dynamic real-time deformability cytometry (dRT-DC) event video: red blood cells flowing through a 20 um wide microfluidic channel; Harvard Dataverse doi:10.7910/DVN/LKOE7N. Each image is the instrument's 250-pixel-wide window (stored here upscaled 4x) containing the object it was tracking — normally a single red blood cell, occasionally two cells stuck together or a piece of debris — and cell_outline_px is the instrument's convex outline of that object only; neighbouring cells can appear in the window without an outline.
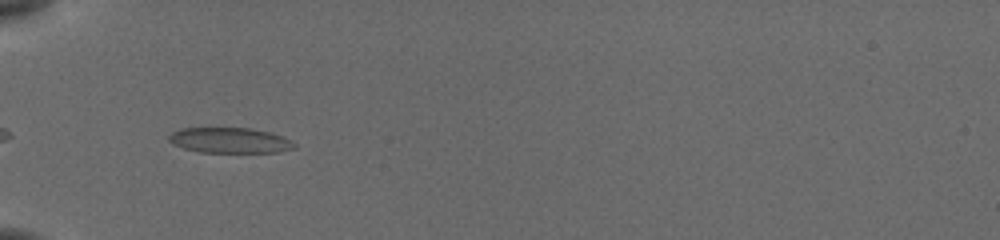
{"species": "common noctule bat (a hibernating species)", "species_latin": "Nyctalus noctula", "temperature_condition": "cold", "stored_images_in_passage": 38, "camera_frame_rate_fps": 3000, "um_per_image_px": 0.085, "animal": {"sex": "female", "body_mass_g": 19.5, "forearm_length_mm": 54.1}, "frame": {"image": 1, "passage_image": 3, "time_ms": 0.667, "image_size_px": [1000, 240], "cell_outline_px": [[296, 148], [280, 152], [200, 152], [184, 148], [172, 144], [168, 140], [168, 136], [172, 132], [180, 128], [248, 128], [268, 132], [280, 136], [296, 144]], "centroid_in_image_um": [19.49, 11.93], "position_along_channel_um": 65.5, "area_um2": 18.44}}
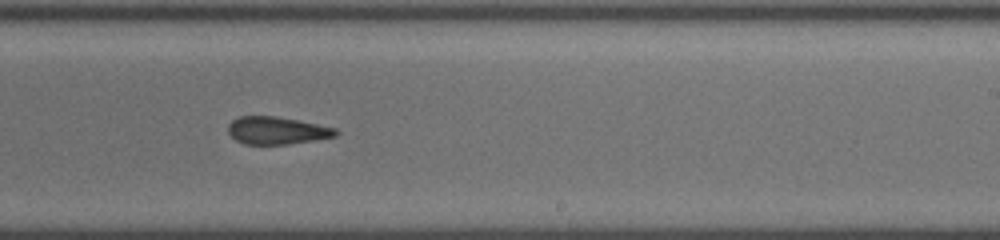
{"frame": {"image": 2, "passage_image": 19, "time_ms": 6.0, "image_size_px": [1000, 240], "cell_outline_px": [[340, 132], [336, 136], [288, 144], [244, 144], [236, 140], [228, 132], [228, 124], [232, 120], [240, 116], [276, 116], [336, 128]], "centroid_in_image_um": [23.51, 11.09], "position_along_channel_um": 265.5, "area_um2": 17.11}}
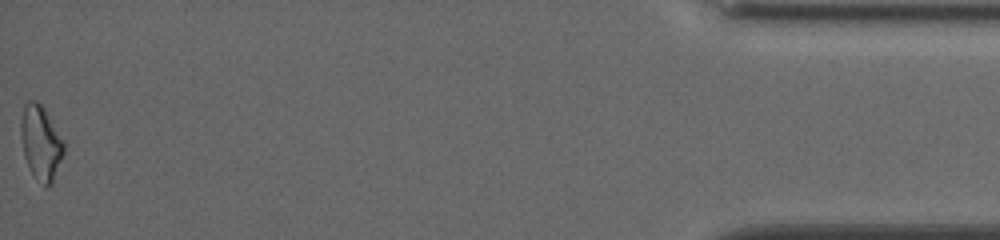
{"frame": {"image": 3, "passage_image": 38, "time_ms": 12.333, "image_size_px": [1000, 240], "cell_outline_px": [[64, 152], [52, 184], [48, 188], [44, 188], [36, 180], [24, 156], [20, 136], [20, 124], [24, 104], [28, 100], [36, 100], [44, 108], [64, 140]], "centroid_in_image_um": [3.47, 12.15], "position_along_channel_um": 431.7, "area_um2": 18.84}, "authors_computed_cell_mechanics": {"area_um2": 18.1492, "velocity_mm_per_s": 3.8832, "shape_relaxation_time_tau1_ms": null, "shape_relaxation_time_tau2_ms": 1.6023, "deformation_change_tau1": null, "deformation_change_tau2": 0.0907}}